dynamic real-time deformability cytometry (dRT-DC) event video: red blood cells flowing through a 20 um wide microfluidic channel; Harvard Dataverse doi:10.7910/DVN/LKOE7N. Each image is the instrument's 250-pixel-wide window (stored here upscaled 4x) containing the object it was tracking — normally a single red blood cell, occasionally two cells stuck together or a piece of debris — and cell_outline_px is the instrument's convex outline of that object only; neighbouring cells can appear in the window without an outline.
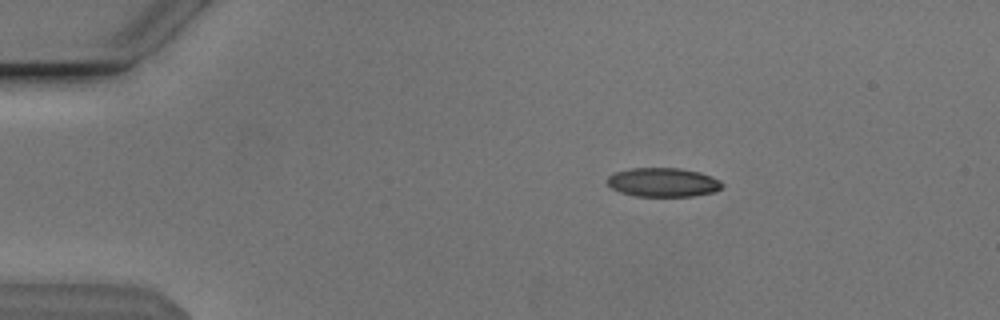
{"species": "Egyptian fruit bat (a non-hibernating species)", "species_latin": "Rousettus aegyptiacus", "temperature_condition": "cold", "stored_images_in_passage": 53, "camera_frame_rate_fps": 3000, "um_per_image_px": 0.085, "animal": {"sex": "male"}, "frame": {"image": 1, "passage_image": 9, "time_ms": 2.667, "image_size_px": [1000, 320], "cell_outline_px": [[724, 184], [720, 188], [712, 192], [692, 196], [636, 196], [620, 192], [612, 188], [608, 184], [608, 176], [612, 172], [632, 168], [680, 168], [700, 172], [712, 176], [720, 180]], "centroid_in_image_um": [56.35, 15.49], "position_along_channel_um": 28.6, "area_um2": 19.42}}
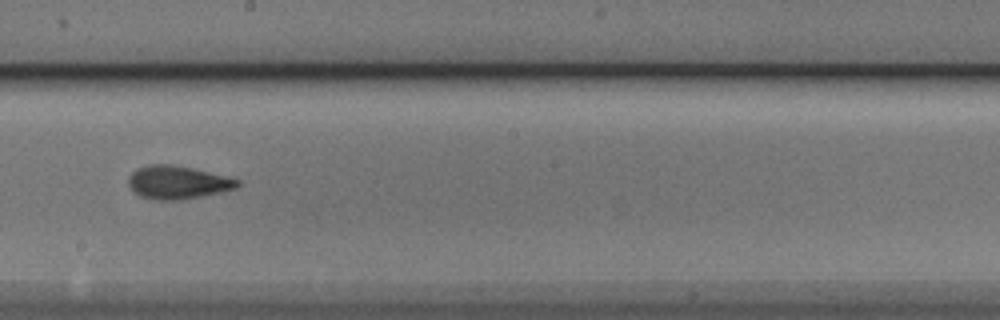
{"frame": {"image": 2, "passage_image": 30, "time_ms": 9.667, "image_size_px": [1000, 320], "cell_outline_px": [[240, 184], [236, 188], [220, 192], [180, 200], [156, 200], [140, 196], [128, 184], [128, 176], [132, 172], [148, 164], [172, 164], [192, 168], [240, 180]], "centroid_in_image_um": [15.08, 15.5], "position_along_channel_um": 233.1, "area_um2": 20.81}}
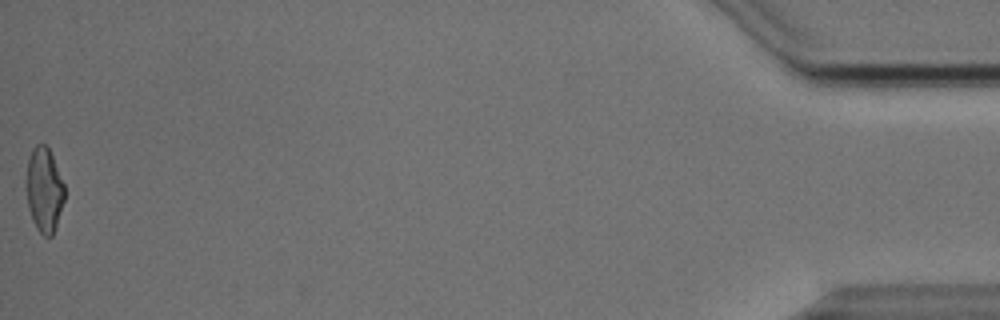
{"frame": {"image": 3, "passage_image": 53, "time_ms": 17.333, "image_size_px": [1000, 320], "cell_outline_px": [[64, 200], [52, 236], [44, 236], [36, 228], [32, 220], [28, 208], [24, 180], [28, 160], [32, 148], [36, 144], [44, 144], [48, 148], [52, 156], [64, 184]], "centroid_in_image_um": [3.71, 16.12], "position_along_channel_um": 431.5, "area_um2": 18.96}, "authors_computed_cell_mechanics": {"area_um2": 20.1144, "velocity_mm_per_s": 3.8554, "shape_relaxation_time_tau1_ms": 5.4656, "shape_relaxation_time_tau2_ms": 1.8622, "deformation_change_tau1": 0.1715, "deformation_change_tau2": 0.0935}}